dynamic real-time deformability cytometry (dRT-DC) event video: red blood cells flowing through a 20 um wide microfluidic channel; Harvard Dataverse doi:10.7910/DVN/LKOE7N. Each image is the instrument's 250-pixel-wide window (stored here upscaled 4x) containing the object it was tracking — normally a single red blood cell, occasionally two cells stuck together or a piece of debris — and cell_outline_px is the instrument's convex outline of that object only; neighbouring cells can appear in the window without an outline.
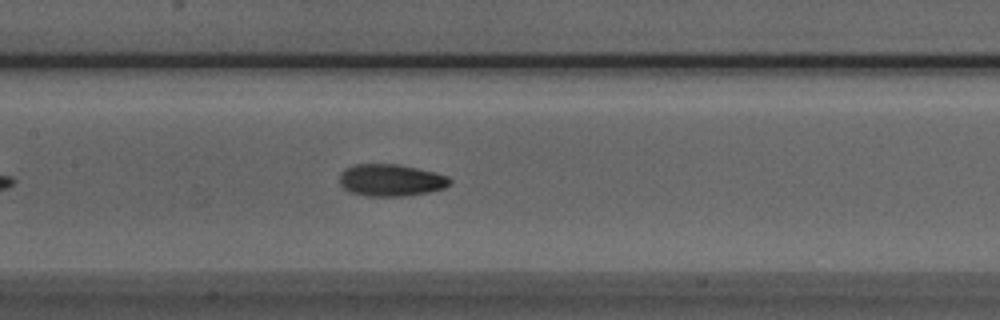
{"species": "Egyptian fruit bat (a non-hibernating species)", "species_latin": "Rousettus aegyptiacus", "temperature_condition": "room temperature", "stored_images_in_passage": 28, "camera_frame_rate_fps": 3000, "um_per_image_px": 0.085, "animal": {"sex": "male"}, "frame": {"image": 1, "passage_image": 15, "time_ms": 4.667, "image_size_px": [1000, 320], "cell_outline_px": [[452, 184], [444, 188], [428, 192], [408, 196], [364, 196], [348, 192], [340, 184], [340, 172], [344, 168], [356, 164], [396, 164], [436, 172], [448, 176], [452, 180]], "centroid_in_image_um": [33.22, 15.32], "position_along_channel_um": 174.2, "area_um2": 20.87}}
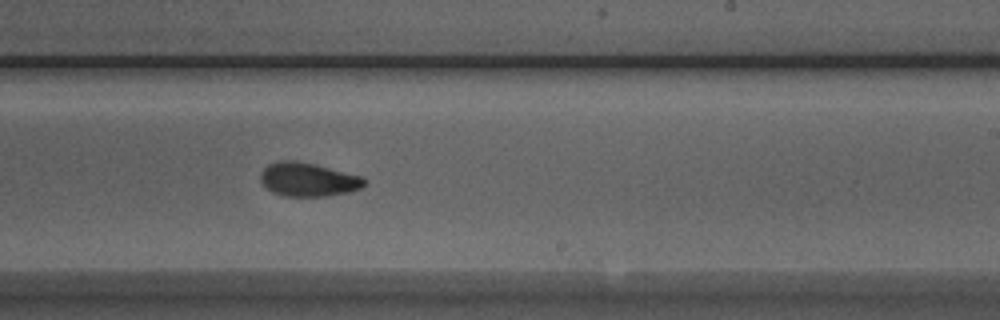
{"frame": {"image": 2, "passage_image": 22, "time_ms": 7.0, "image_size_px": [1000, 320], "cell_outline_px": [[368, 184], [360, 188], [348, 192], [324, 196], [284, 196], [272, 192], [260, 180], [260, 172], [268, 164], [280, 160], [296, 160], [316, 164], [360, 176], [368, 180]], "centroid_in_image_um": [26.19, 15.25], "position_along_channel_um": 262.8, "area_um2": 20.46}}
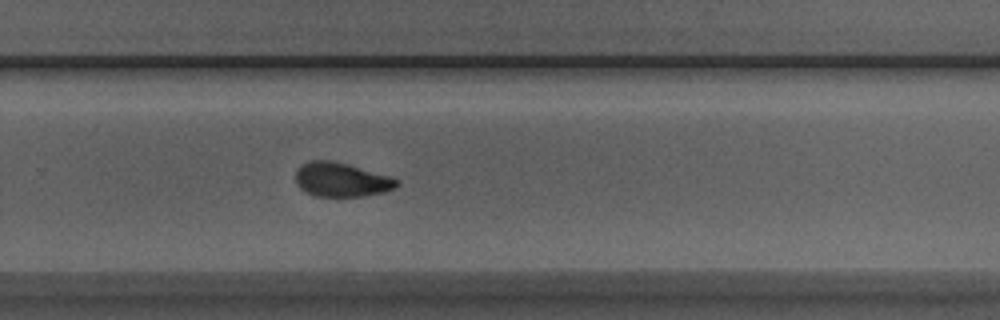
{"frame": {"image": 3, "passage_image": 25, "time_ms": 8.0, "image_size_px": [1000, 320], "cell_outline_px": [[400, 184], [396, 188], [384, 192], [364, 196], [316, 196], [300, 188], [296, 184], [296, 172], [304, 164], [312, 160], [332, 160], [348, 164], [392, 176], [400, 180]], "centroid_in_image_um": [29.09, 15.27], "position_along_channel_um": 300.7, "area_um2": 20.17}}